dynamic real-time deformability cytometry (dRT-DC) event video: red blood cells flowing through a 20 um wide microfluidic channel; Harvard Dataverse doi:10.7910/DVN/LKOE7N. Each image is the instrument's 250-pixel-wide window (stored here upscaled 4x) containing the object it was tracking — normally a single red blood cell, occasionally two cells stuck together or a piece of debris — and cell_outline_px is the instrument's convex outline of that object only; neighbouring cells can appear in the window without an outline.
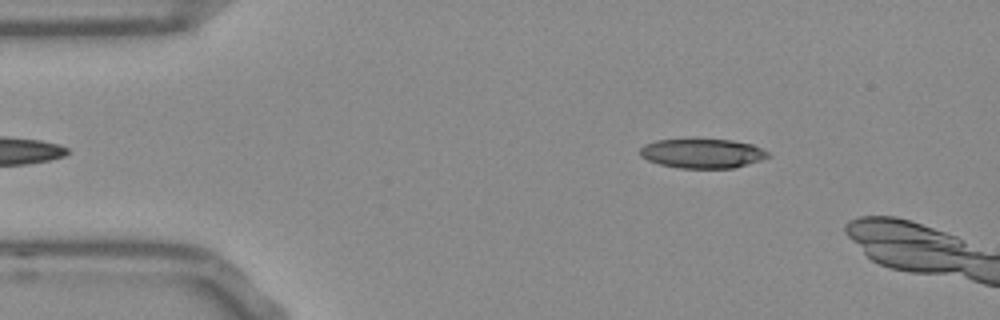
{"species": "Egyptian fruit bat (a non-hibernating species)", "species_latin": "Rousettus aegyptiacus", "temperature_condition": "room temperature", "stored_images_in_passage": 41, "camera_frame_rate_fps": 3000, "um_per_image_px": 0.085, "frame": {"image": 1, "passage_image": 3, "time_ms": 0.667, "image_size_px": [1000, 320], "cell_outline_px": [[772, 156], [760, 160], [732, 168], [680, 168], [660, 164], [648, 160], [640, 156], [640, 148], [644, 144], [656, 140], [732, 140], [752, 144], [768, 152]], "centroid_in_image_um": [59.69, 13.04], "position_along_channel_um": 25.3, "area_um2": 21.68}}
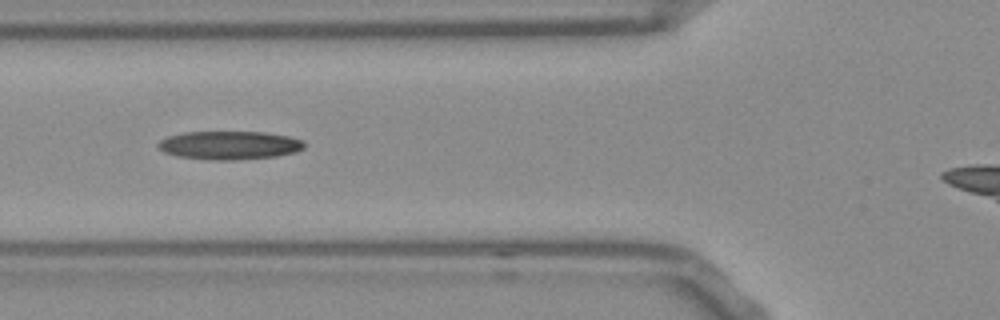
{"frame": {"image": 2, "passage_image": 14, "time_ms": 4.333, "image_size_px": [1000, 320], "cell_outline_px": [[304, 148], [296, 152], [276, 156], [236, 160], [212, 160], [176, 156], [164, 152], [156, 144], [160, 140], [168, 136], [184, 132], [264, 132], [288, 136], [304, 140]], "centroid_in_image_um": [19.5, 12.35], "position_along_channel_um": 106.3, "area_um2": 24.28}}
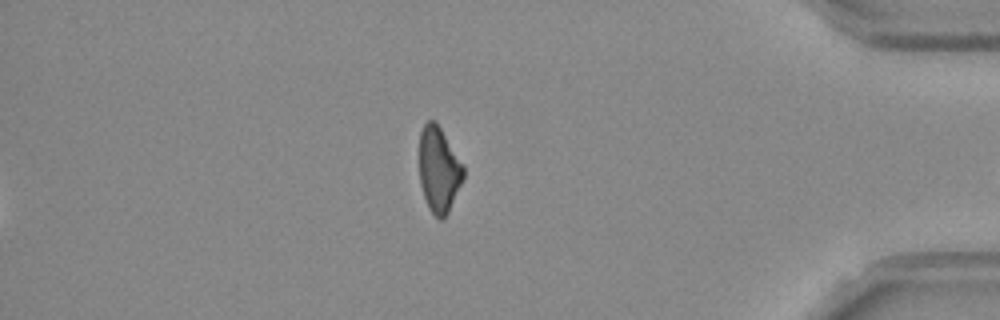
{"frame": {"image": 3, "passage_image": 40, "time_ms": 13.0, "image_size_px": [1000, 320], "cell_outline_px": [[464, 176], [448, 212], [440, 220], [428, 208], [420, 184], [420, 132], [424, 124], [428, 120], [436, 120], [464, 164]], "centroid_in_image_um": [37.31, 14.37], "position_along_channel_um": 397.9, "area_um2": 21.91}}